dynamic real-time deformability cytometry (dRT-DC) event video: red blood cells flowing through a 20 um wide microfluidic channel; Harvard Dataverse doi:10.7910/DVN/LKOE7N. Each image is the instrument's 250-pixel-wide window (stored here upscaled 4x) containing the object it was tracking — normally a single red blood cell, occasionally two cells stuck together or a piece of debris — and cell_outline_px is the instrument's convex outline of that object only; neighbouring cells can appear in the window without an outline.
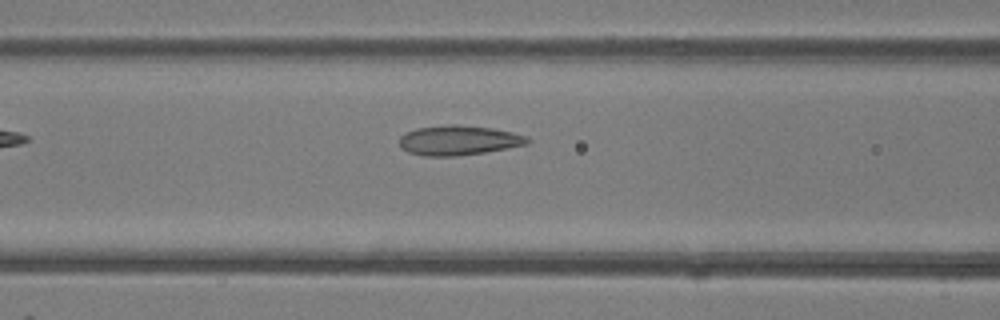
{"species": "common noctule bat (a hibernating species)", "species_latin": "Nyctalus noctula", "temperature_condition": "room temperature", "stored_images_in_passage": 13, "camera_frame_rate_fps": 3000, "um_per_image_px": 0.085, "animal": {"sex": "female"}, "frame": {"image": 1, "passage_image": 6, "time_ms": 1.667, "image_size_px": [1000, 320], "cell_outline_px": [[532, 140], [528, 144], [508, 148], [484, 152], [456, 156], [424, 156], [408, 152], [400, 148], [400, 136], [404, 132], [416, 128], [448, 124], [456, 124], [492, 128], [512, 132], [528, 136]], "centroid_in_image_um": [38.98, 11.92], "position_along_channel_um": 127.6, "area_um2": 22.43}}
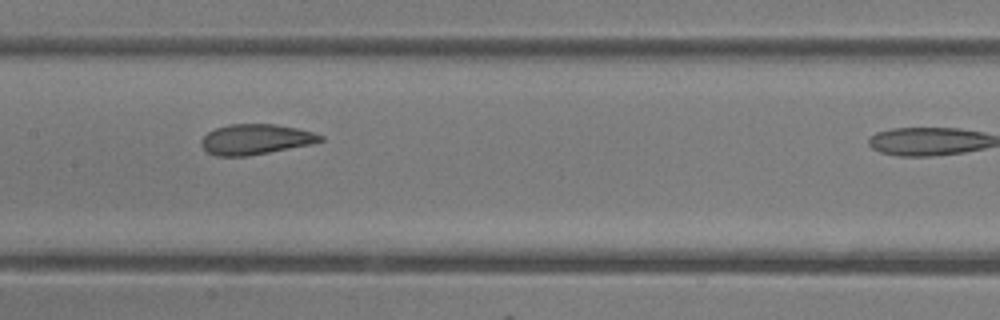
{"frame": {"image": 2, "passage_image": 10, "time_ms": 3.0, "image_size_px": [1000, 320], "cell_outline_px": [[324, 140], [312, 144], [248, 156], [216, 156], [208, 152], [200, 144], [200, 140], [208, 132], [216, 128], [228, 124], [276, 124], [296, 128], [312, 132], [324, 136]], "centroid_in_image_um": [21.72, 11.84], "position_along_channel_um": 185.7, "area_um2": 21.04}}